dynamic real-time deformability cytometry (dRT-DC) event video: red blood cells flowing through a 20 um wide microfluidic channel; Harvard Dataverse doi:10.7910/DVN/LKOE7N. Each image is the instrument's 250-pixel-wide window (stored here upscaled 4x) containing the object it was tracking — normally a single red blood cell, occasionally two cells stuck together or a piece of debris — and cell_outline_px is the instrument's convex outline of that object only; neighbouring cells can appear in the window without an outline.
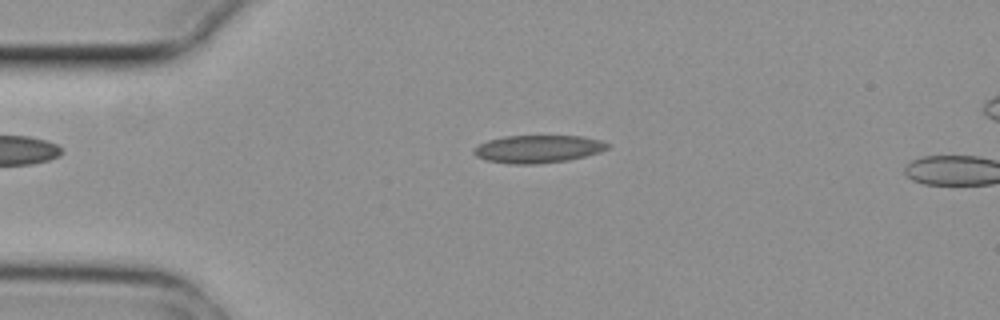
{"species": "common noctule bat (a hibernating species)", "species_latin": "Nyctalus noctula", "temperature_condition": "cold", "stored_images_in_passage": 4, "camera_frame_rate_fps": 3000, "um_per_image_px": 0.085, "animal": {"sex": "female", "body_mass_g": 29.2, "forearm_length_mm": 56.3}, "frame": {"image": 1, "passage_image": 3, "time_ms": 0.667, "image_size_px": [1000, 320], "cell_outline_px": [[612, 144], [608, 148], [600, 152], [568, 160], [536, 164], [508, 164], [484, 160], [476, 156], [472, 152], [472, 148], [488, 140], [504, 136], [580, 136], [600, 140]], "centroid_in_image_um": [45.7, 12.67], "position_along_channel_um": 39.3, "area_um2": 21.73}}